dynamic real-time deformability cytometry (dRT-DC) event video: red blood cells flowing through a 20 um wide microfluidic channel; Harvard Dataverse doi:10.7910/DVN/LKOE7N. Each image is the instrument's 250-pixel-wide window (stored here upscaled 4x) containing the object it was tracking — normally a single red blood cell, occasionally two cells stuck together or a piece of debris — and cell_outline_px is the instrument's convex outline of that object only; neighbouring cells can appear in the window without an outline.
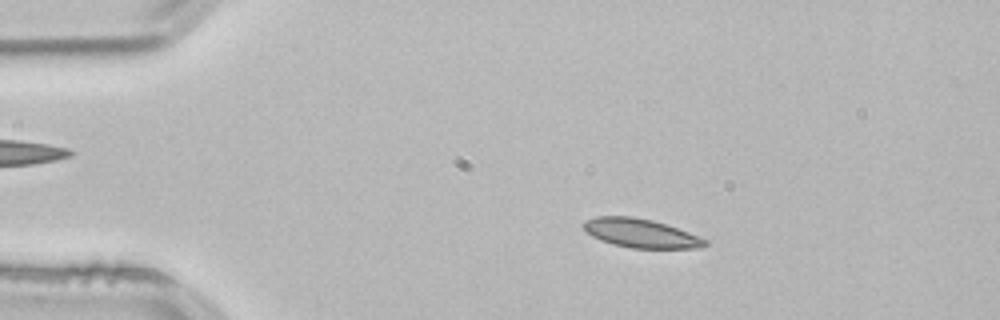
{"species": "common noctule bat (a hibernating species)", "species_latin": "Nyctalus noctula", "temperature_condition": "room temperature", "stored_images_in_passage": 52, "camera_frame_rate_fps": 3000, "um_per_image_px": 0.085, "animal": {"sex": "male", "body_mass_g": 21.5, "forearm_length_mm": 52.0}, "frame": {"image": 1, "passage_image": 9, "time_ms": 2.667, "image_size_px": [1000, 320], "cell_outline_px": [[708, 244], [700, 248], [632, 248], [612, 244], [600, 240], [592, 236], [584, 228], [584, 220], [596, 216], [632, 216], [652, 220], [688, 232], [708, 240]], "centroid_in_image_um": [54.46, 19.82], "position_along_channel_um": 30.5, "area_um2": 20.29}}
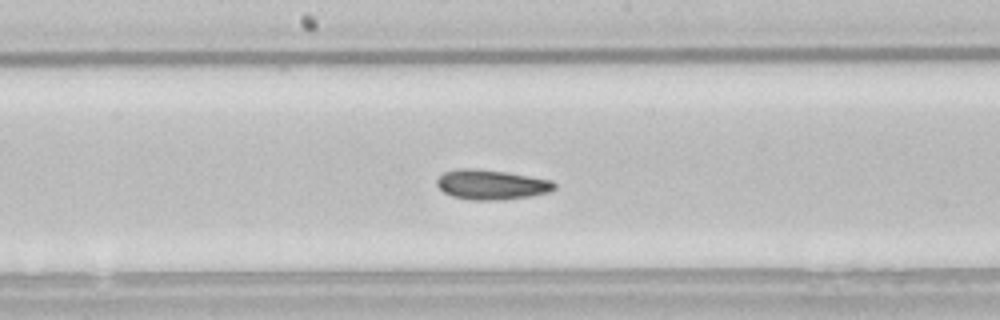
{"frame": {"image": 2, "passage_image": 27, "time_ms": 8.667, "image_size_px": [1000, 320], "cell_outline_px": [[556, 188], [548, 192], [532, 196], [500, 200], [472, 200], [452, 196], [444, 192], [436, 184], [436, 180], [444, 172], [456, 168], [472, 168], [504, 172], [552, 180], [556, 184]], "centroid_in_image_um": [41.76, 15.69], "position_along_channel_um": 206.4, "area_um2": 20.4}}
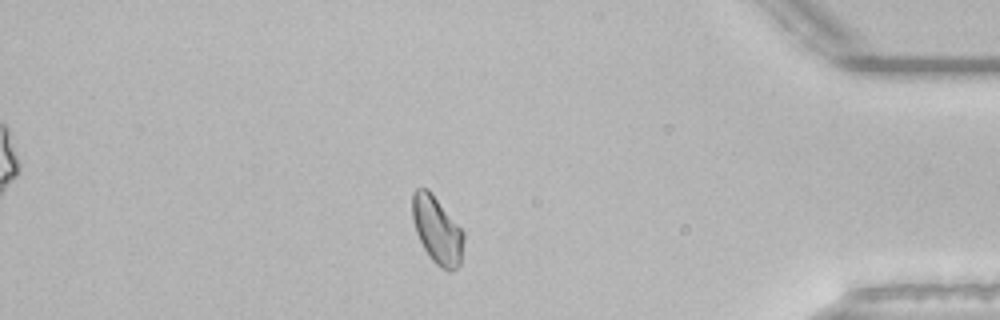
{"frame": {"image": 3, "passage_image": 45, "time_ms": 14.667, "image_size_px": [1000, 320], "cell_outline_px": [[464, 240], [460, 264], [452, 272], [448, 272], [440, 268], [428, 256], [416, 232], [412, 216], [412, 192], [416, 188], [428, 188], [432, 192], [464, 232]], "centroid_in_image_um": [37.15, 19.56], "position_along_channel_um": 398.0, "area_um2": 20.29}, "authors_computed_cell_mechanics": {"area_um2": 20.1433, "velocity_mm_per_s": 3.8128, "shape_relaxation_time_tau1_ms": 8.9429, "shape_relaxation_time_tau2_ms": 8.8773, "deformation_change_tau1": 0.1584, "deformation_change_tau2": 0.1243}}